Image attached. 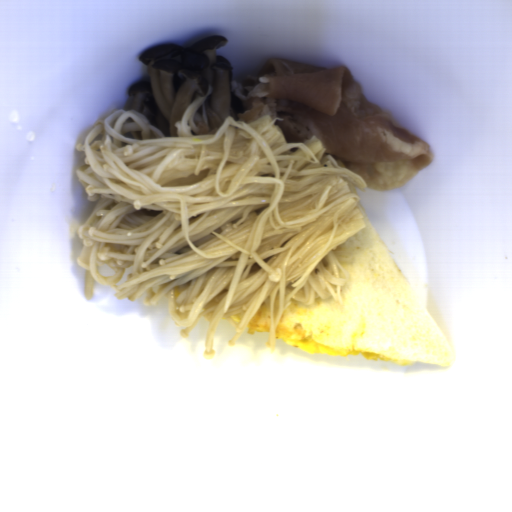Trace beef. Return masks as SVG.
<instances>
[{
    "mask_svg": "<svg viewBox=\"0 0 512 512\" xmlns=\"http://www.w3.org/2000/svg\"><path fill=\"white\" fill-rule=\"evenodd\" d=\"M239 121L278 117L288 144L318 136L325 155L360 176L373 192L401 189L435 156L420 135L399 128L370 102L347 68H321L288 57L268 59L246 77Z\"/></svg>",
    "mask_w": 512,
    "mask_h": 512,
    "instance_id": "1",
    "label": "beef"
}]
</instances>
